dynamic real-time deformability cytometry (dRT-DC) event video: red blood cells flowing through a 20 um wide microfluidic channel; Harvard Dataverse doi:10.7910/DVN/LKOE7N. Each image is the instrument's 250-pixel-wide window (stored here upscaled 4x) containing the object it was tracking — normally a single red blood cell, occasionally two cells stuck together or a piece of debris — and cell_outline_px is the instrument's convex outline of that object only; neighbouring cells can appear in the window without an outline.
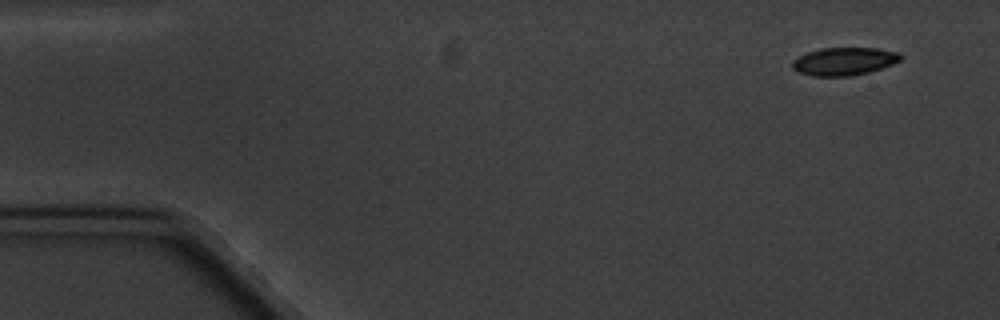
{"species": "common noctule bat (a hibernating species)", "species_latin": "Nyctalus noctula", "temperature_condition": "cold", "stored_images_in_passage": 6, "camera_frame_rate_fps": 3000, "um_per_image_px": 0.085, "animal": {"sex": "male", "body_mass_g": 20.1, "forearm_length_mm": 53.5}, "frame": {"image": 1, "passage_image": 1, "time_ms": 0.0, "image_size_px": [1000, 320], "cell_outline_px": [[900, 60], [892, 64], [868, 72], [852, 76], [812, 76], [800, 72], [792, 68], [792, 60], [808, 52], [820, 48], [876, 48], [900, 52]], "centroid_in_image_um": [71.74, 5.21], "position_along_channel_um": 13.3, "area_um2": 17.46}}
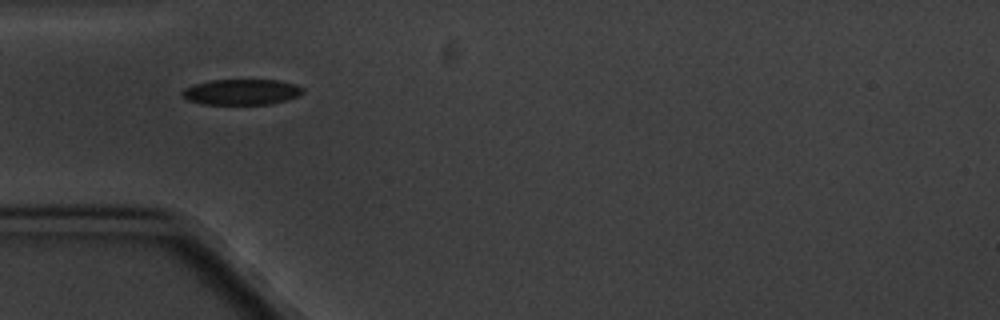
{"frame": {"image": 2, "passage_image": 5, "time_ms": 4.667, "image_size_px": [1000, 320], "cell_outline_px": [[304, 92], [300, 96], [268, 104], [204, 104], [188, 100], [180, 96], [180, 92], [184, 88], [196, 84], [212, 80], [276, 80], [292, 84], [304, 88]], "centroid_in_image_um": [20.5, 7.82], "position_along_channel_um": 64.5, "area_um2": 17.92}}